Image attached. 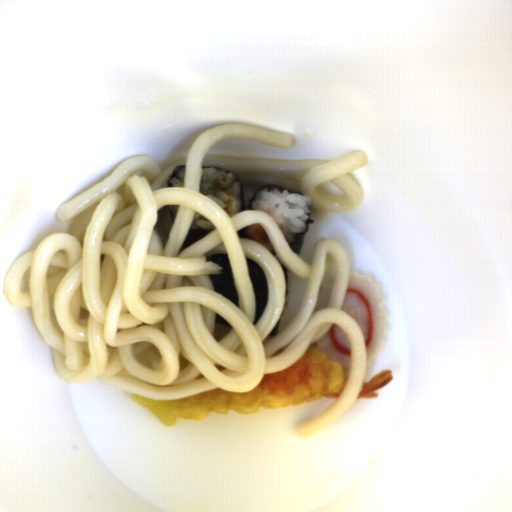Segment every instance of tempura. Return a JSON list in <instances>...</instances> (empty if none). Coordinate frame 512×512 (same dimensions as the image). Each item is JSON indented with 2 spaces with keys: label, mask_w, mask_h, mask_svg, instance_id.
Segmentation results:
<instances>
[{
  "label": "tempura",
  "mask_w": 512,
  "mask_h": 512,
  "mask_svg": "<svg viewBox=\"0 0 512 512\" xmlns=\"http://www.w3.org/2000/svg\"><path fill=\"white\" fill-rule=\"evenodd\" d=\"M349 376L341 363L329 360L311 345L299 360L280 372L265 373L259 384L243 393L221 388L207 389L177 400L148 399L132 393L131 399L149 410L160 424L170 427L182 419L203 420L212 412L256 415L261 409L290 408L321 400L340 398Z\"/></svg>",
  "instance_id": "tempura-1"
},
{
  "label": "tempura",
  "mask_w": 512,
  "mask_h": 512,
  "mask_svg": "<svg viewBox=\"0 0 512 512\" xmlns=\"http://www.w3.org/2000/svg\"><path fill=\"white\" fill-rule=\"evenodd\" d=\"M394 376L391 370H383L374 375L368 382L363 381L362 389L356 399H374L378 398L376 391L382 389L387 384L393 382Z\"/></svg>",
  "instance_id": "tempura-2"
}]
</instances>
